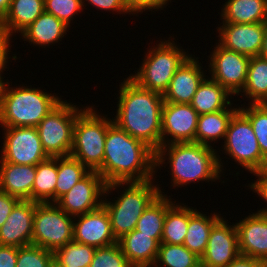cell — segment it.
Wrapping results in <instances>:
<instances>
[{
  "label": "cell",
  "mask_w": 267,
  "mask_h": 267,
  "mask_svg": "<svg viewBox=\"0 0 267 267\" xmlns=\"http://www.w3.org/2000/svg\"><path fill=\"white\" fill-rule=\"evenodd\" d=\"M118 92L113 122L156 152L161 147L163 95L140 87L129 76H125Z\"/></svg>",
  "instance_id": "cell-1"
},
{
  "label": "cell",
  "mask_w": 267,
  "mask_h": 267,
  "mask_svg": "<svg viewBox=\"0 0 267 267\" xmlns=\"http://www.w3.org/2000/svg\"><path fill=\"white\" fill-rule=\"evenodd\" d=\"M97 172L106 185L157 178L155 151L113 122L107 130L103 164Z\"/></svg>",
  "instance_id": "cell-2"
},
{
  "label": "cell",
  "mask_w": 267,
  "mask_h": 267,
  "mask_svg": "<svg viewBox=\"0 0 267 267\" xmlns=\"http://www.w3.org/2000/svg\"><path fill=\"white\" fill-rule=\"evenodd\" d=\"M217 150L195 142L162 145L155 152V173L169 164L170 184L174 190L200 181L221 182L225 163L218 153L220 149Z\"/></svg>",
  "instance_id": "cell-3"
},
{
  "label": "cell",
  "mask_w": 267,
  "mask_h": 267,
  "mask_svg": "<svg viewBox=\"0 0 267 267\" xmlns=\"http://www.w3.org/2000/svg\"><path fill=\"white\" fill-rule=\"evenodd\" d=\"M155 180L159 179L154 178L141 182H115L106 185L102 205L109 214L112 232L117 240L135 229L144 210L159 194L165 195V190L161 189L162 186L160 187L162 184H155ZM113 191L118 192V197L111 201L107 197Z\"/></svg>",
  "instance_id": "cell-4"
},
{
  "label": "cell",
  "mask_w": 267,
  "mask_h": 267,
  "mask_svg": "<svg viewBox=\"0 0 267 267\" xmlns=\"http://www.w3.org/2000/svg\"><path fill=\"white\" fill-rule=\"evenodd\" d=\"M25 85L12 87V82L6 83L0 105V127H36L62 101L58 93Z\"/></svg>",
  "instance_id": "cell-5"
},
{
  "label": "cell",
  "mask_w": 267,
  "mask_h": 267,
  "mask_svg": "<svg viewBox=\"0 0 267 267\" xmlns=\"http://www.w3.org/2000/svg\"><path fill=\"white\" fill-rule=\"evenodd\" d=\"M170 36L164 40H156L158 44L147 47L142 63L129 77L140 87L164 94L176 70L192 54L177 44ZM175 40V41H174ZM151 46V48H150Z\"/></svg>",
  "instance_id": "cell-6"
},
{
  "label": "cell",
  "mask_w": 267,
  "mask_h": 267,
  "mask_svg": "<svg viewBox=\"0 0 267 267\" xmlns=\"http://www.w3.org/2000/svg\"><path fill=\"white\" fill-rule=\"evenodd\" d=\"M92 104L77 116L73 128L70 156L79 160L90 171H98L103 164L105 139L112 118L99 113Z\"/></svg>",
  "instance_id": "cell-7"
},
{
  "label": "cell",
  "mask_w": 267,
  "mask_h": 267,
  "mask_svg": "<svg viewBox=\"0 0 267 267\" xmlns=\"http://www.w3.org/2000/svg\"><path fill=\"white\" fill-rule=\"evenodd\" d=\"M222 143L224 158H231L248 173L266 170L267 159L261 154L249 119L240 110L231 118Z\"/></svg>",
  "instance_id": "cell-8"
},
{
  "label": "cell",
  "mask_w": 267,
  "mask_h": 267,
  "mask_svg": "<svg viewBox=\"0 0 267 267\" xmlns=\"http://www.w3.org/2000/svg\"><path fill=\"white\" fill-rule=\"evenodd\" d=\"M62 100L36 126L42 147L49 157L69 156L73 145V128L77 116L86 108ZM83 108V109H82Z\"/></svg>",
  "instance_id": "cell-9"
},
{
  "label": "cell",
  "mask_w": 267,
  "mask_h": 267,
  "mask_svg": "<svg viewBox=\"0 0 267 267\" xmlns=\"http://www.w3.org/2000/svg\"><path fill=\"white\" fill-rule=\"evenodd\" d=\"M73 219L56 203H37L33 218L32 244L54 252L72 242Z\"/></svg>",
  "instance_id": "cell-10"
},
{
  "label": "cell",
  "mask_w": 267,
  "mask_h": 267,
  "mask_svg": "<svg viewBox=\"0 0 267 267\" xmlns=\"http://www.w3.org/2000/svg\"><path fill=\"white\" fill-rule=\"evenodd\" d=\"M0 162L33 165L49 158L42 147L36 127H2Z\"/></svg>",
  "instance_id": "cell-11"
},
{
  "label": "cell",
  "mask_w": 267,
  "mask_h": 267,
  "mask_svg": "<svg viewBox=\"0 0 267 267\" xmlns=\"http://www.w3.org/2000/svg\"><path fill=\"white\" fill-rule=\"evenodd\" d=\"M207 57L208 76L238 97L245 86L250 57L230 51L217 42Z\"/></svg>",
  "instance_id": "cell-12"
},
{
  "label": "cell",
  "mask_w": 267,
  "mask_h": 267,
  "mask_svg": "<svg viewBox=\"0 0 267 267\" xmlns=\"http://www.w3.org/2000/svg\"><path fill=\"white\" fill-rule=\"evenodd\" d=\"M199 114L190 104L164 102L161 120V146L171 143H196Z\"/></svg>",
  "instance_id": "cell-13"
},
{
  "label": "cell",
  "mask_w": 267,
  "mask_h": 267,
  "mask_svg": "<svg viewBox=\"0 0 267 267\" xmlns=\"http://www.w3.org/2000/svg\"><path fill=\"white\" fill-rule=\"evenodd\" d=\"M106 183L97 171H90L55 203L68 215L76 217L96 210L103 203Z\"/></svg>",
  "instance_id": "cell-14"
},
{
  "label": "cell",
  "mask_w": 267,
  "mask_h": 267,
  "mask_svg": "<svg viewBox=\"0 0 267 267\" xmlns=\"http://www.w3.org/2000/svg\"><path fill=\"white\" fill-rule=\"evenodd\" d=\"M222 24V25H221ZM217 43L227 50L246 55L259 56L263 44V23H220L216 28Z\"/></svg>",
  "instance_id": "cell-15"
},
{
  "label": "cell",
  "mask_w": 267,
  "mask_h": 267,
  "mask_svg": "<svg viewBox=\"0 0 267 267\" xmlns=\"http://www.w3.org/2000/svg\"><path fill=\"white\" fill-rule=\"evenodd\" d=\"M239 255L236 226L222 217L211 229L200 263L205 267H225Z\"/></svg>",
  "instance_id": "cell-16"
},
{
  "label": "cell",
  "mask_w": 267,
  "mask_h": 267,
  "mask_svg": "<svg viewBox=\"0 0 267 267\" xmlns=\"http://www.w3.org/2000/svg\"><path fill=\"white\" fill-rule=\"evenodd\" d=\"M73 241L95 248L118 242L112 232L109 214L103 205L96 210L74 217Z\"/></svg>",
  "instance_id": "cell-17"
},
{
  "label": "cell",
  "mask_w": 267,
  "mask_h": 267,
  "mask_svg": "<svg viewBox=\"0 0 267 267\" xmlns=\"http://www.w3.org/2000/svg\"><path fill=\"white\" fill-rule=\"evenodd\" d=\"M198 59L200 58L191 54L176 70L163 94L164 102L191 103L200 83L207 76V70Z\"/></svg>",
  "instance_id": "cell-18"
},
{
  "label": "cell",
  "mask_w": 267,
  "mask_h": 267,
  "mask_svg": "<svg viewBox=\"0 0 267 267\" xmlns=\"http://www.w3.org/2000/svg\"><path fill=\"white\" fill-rule=\"evenodd\" d=\"M251 213L235 223L239 253L267 265V216Z\"/></svg>",
  "instance_id": "cell-19"
},
{
  "label": "cell",
  "mask_w": 267,
  "mask_h": 267,
  "mask_svg": "<svg viewBox=\"0 0 267 267\" xmlns=\"http://www.w3.org/2000/svg\"><path fill=\"white\" fill-rule=\"evenodd\" d=\"M38 202L20 200L0 228V245L22 247L32 244L33 218Z\"/></svg>",
  "instance_id": "cell-20"
},
{
  "label": "cell",
  "mask_w": 267,
  "mask_h": 267,
  "mask_svg": "<svg viewBox=\"0 0 267 267\" xmlns=\"http://www.w3.org/2000/svg\"><path fill=\"white\" fill-rule=\"evenodd\" d=\"M70 27L63 21L59 20L52 14L43 12L39 17L35 19L28 27H26L18 36L19 39H23L33 45V47L45 48L46 46H55L56 43L62 42V38H65Z\"/></svg>",
  "instance_id": "cell-21"
},
{
  "label": "cell",
  "mask_w": 267,
  "mask_h": 267,
  "mask_svg": "<svg viewBox=\"0 0 267 267\" xmlns=\"http://www.w3.org/2000/svg\"><path fill=\"white\" fill-rule=\"evenodd\" d=\"M36 166L0 162V191L20 200L32 201Z\"/></svg>",
  "instance_id": "cell-22"
},
{
  "label": "cell",
  "mask_w": 267,
  "mask_h": 267,
  "mask_svg": "<svg viewBox=\"0 0 267 267\" xmlns=\"http://www.w3.org/2000/svg\"><path fill=\"white\" fill-rule=\"evenodd\" d=\"M118 244L134 267H152L160 246L152 235L142 234L135 229L119 238Z\"/></svg>",
  "instance_id": "cell-23"
},
{
  "label": "cell",
  "mask_w": 267,
  "mask_h": 267,
  "mask_svg": "<svg viewBox=\"0 0 267 267\" xmlns=\"http://www.w3.org/2000/svg\"><path fill=\"white\" fill-rule=\"evenodd\" d=\"M222 214L211 212L210 216L189 206V225L183 245L201 258L207 248L212 227L223 217Z\"/></svg>",
  "instance_id": "cell-24"
},
{
  "label": "cell",
  "mask_w": 267,
  "mask_h": 267,
  "mask_svg": "<svg viewBox=\"0 0 267 267\" xmlns=\"http://www.w3.org/2000/svg\"><path fill=\"white\" fill-rule=\"evenodd\" d=\"M233 105L234 102L225 110L198 116L196 143L213 147L218 141L224 140L229 122L233 115L239 110V104H237L238 106Z\"/></svg>",
  "instance_id": "cell-25"
},
{
  "label": "cell",
  "mask_w": 267,
  "mask_h": 267,
  "mask_svg": "<svg viewBox=\"0 0 267 267\" xmlns=\"http://www.w3.org/2000/svg\"><path fill=\"white\" fill-rule=\"evenodd\" d=\"M232 98L234 99L232 94L207 75L200 83L190 105L202 115L225 110L233 102Z\"/></svg>",
  "instance_id": "cell-26"
},
{
  "label": "cell",
  "mask_w": 267,
  "mask_h": 267,
  "mask_svg": "<svg viewBox=\"0 0 267 267\" xmlns=\"http://www.w3.org/2000/svg\"><path fill=\"white\" fill-rule=\"evenodd\" d=\"M218 14L222 23L267 22V0H227Z\"/></svg>",
  "instance_id": "cell-27"
},
{
  "label": "cell",
  "mask_w": 267,
  "mask_h": 267,
  "mask_svg": "<svg viewBox=\"0 0 267 267\" xmlns=\"http://www.w3.org/2000/svg\"><path fill=\"white\" fill-rule=\"evenodd\" d=\"M45 11L44 0H11L2 21L10 37H16Z\"/></svg>",
  "instance_id": "cell-28"
},
{
  "label": "cell",
  "mask_w": 267,
  "mask_h": 267,
  "mask_svg": "<svg viewBox=\"0 0 267 267\" xmlns=\"http://www.w3.org/2000/svg\"><path fill=\"white\" fill-rule=\"evenodd\" d=\"M238 95L243 96V100L247 99L249 104L267 103L266 57L259 55L250 58L245 86Z\"/></svg>",
  "instance_id": "cell-29"
},
{
  "label": "cell",
  "mask_w": 267,
  "mask_h": 267,
  "mask_svg": "<svg viewBox=\"0 0 267 267\" xmlns=\"http://www.w3.org/2000/svg\"><path fill=\"white\" fill-rule=\"evenodd\" d=\"M159 194L151 204L144 210L138 219L135 230L145 235H152V238L161 243L164 219L167 210L176 202L171 198L172 195Z\"/></svg>",
  "instance_id": "cell-30"
},
{
  "label": "cell",
  "mask_w": 267,
  "mask_h": 267,
  "mask_svg": "<svg viewBox=\"0 0 267 267\" xmlns=\"http://www.w3.org/2000/svg\"><path fill=\"white\" fill-rule=\"evenodd\" d=\"M57 177V157H49L36 165V177L32 188V201L38 203H55Z\"/></svg>",
  "instance_id": "cell-31"
},
{
  "label": "cell",
  "mask_w": 267,
  "mask_h": 267,
  "mask_svg": "<svg viewBox=\"0 0 267 267\" xmlns=\"http://www.w3.org/2000/svg\"><path fill=\"white\" fill-rule=\"evenodd\" d=\"M189 225V207L186 203L175 202L164 219L161 243L183 245Z\"/></svg>",
  "instance_id": "cell-32"
},
{
  "label": "cell",
  "mask_w": 267,
  "mask_h": 267,
  "mask_svg": "<svg viewBox=\"0 0 267 267\" xmlns=\"http://www.w3.org/2000/svg\"><path fill=\"white\" fill-rule=\"evenodd\" d=\"M57 182L55 202L69 192L90 170L72 156L57 157Z\"/></svg>",
  "instance_id": "cell-33"
},
{
  "label": "cell",
  "mask_w": 267,
  "mask_h": 267,
  "mask_svg": "<svg viewBox=\"0 0 267 267\" xmlns=\"http://www.w3.org/2000/svg\"><path fill=\"white\" fill-rule=\"evenodd\" d=\"M199 264L200 258L184 245L160 243L152 267H196Z\"/></svg>",
  "instance_id": "cell-34"
},
{
  "label": "cell",
  "mask_w": 267,
  "mask_h": 267,
  "mask_svg": "<svg viewBox=\"0 0 267 267\" xmlns=\"http://www.w3.org/2000/svg\"><path fill=\"white\" fill-rule=\"evenodd\" d=\"M96 248L90 245L69 242L53 252L61 267H89Z\"/></svg>",
  "instance_id": "cell-35"
},
{
  "label": "cell",
  "mask_w": 267,
  "mask_h": 267,
  "mask_svg": "<svg viewBox=\"0 0 267 267\" xmlns=\"http://www.w3.org/2000/svg\"><path fill=\"white\" fill-rule=\"evenodd\" d=\"M239 110L249 119L261 154L267 159V103H248L247 106L241 104L239 105Z\"/></svg>",
  "instance_id": "cell-36"
},
{
  "label": "cell",
  "mask_w": 267,
  "mask_h": 267,
  "mask_svg": "<svg viewBox=\"0 0 267 267\" xmlns=\"http://www.w3.org/2000/svg\"><path fill=\"white\" fill-rule=\"evenodd\" d=\"M89 267H134L124 256L118 242L96 248Z\"/></svg>",
  "instance_id": "cell-37"
},
{
  "label": "cell",
  "mask_w": 267,
  "mask_h": 267,
  "mask_svg": "<svg viewBox=\"0 0 267 267\" xmlns=\"http://www.w3.org/2000/svg\"><path fill=\"white\" fill-rule=\"evenodd\" d=\"M53 259L52 251L30 244L18 247L16 267H48Z\"/></svg>",
  "instance_id": "cell-38"
},
{
  "label": "cell",
  "mask_w": 267,
  "mask_h": 267,
  "mask_svg": "<svg viewBox=\"0 0 267 267\" xmlns=\"http://www.w3.org/2000/svg\"><path fill=\"white\" fill-rule=\"evenodd\" d=\"M44 7L45 12L54 15L69 27L74 17L85 9L82 0H44Z\"/></svg>",
  "instance_id": "cell-39"
},
{
  "label": "cell",
  "mask_w": 267,
  "mask_h": 267,
  "mask_svg": "<svg viewBox=\"0 0 267 267\" xmlns=\"http://www.w3.org/2000/svg\"><path fill=\"white\" fill-rule=\"evenodd\" d=\"M172 0H124L129 11L135 16L143 14V12H150L164 10V7L168 6L169 2L171 4Z\"/></svg>",
  "instance_id": "cell-40"
},
{
  "label": "cell",
  "mask_w": 267,
  "mask_h": 267,
  "mask_svg": "<svg viewBox=\"0 0 267 267\" xmlns=\"http://www.w3.org/2000/svg\"><path fill=\"white\" fill-rule=\"evenodd\" d=\"M87 2V3H85ZM83 7H90L93 6L94 8L96 7L97 11L102 10V12H112L113 14H129L131 15L132 13L129 11L127 8L124 0H82ZM99 9V10H98ZM104 10V11H103ZM115 12V13H114Z\"/></svg>",
  "instance_id": "cell-41"
},
{
  "label": "cell",
  "mask_w": 267,
  "mask_h": 267,
  "mask_svg": "<svg viewBox=\"0 0 267 267\" xmlns=\"http://www.w3.org/2000/svg\"><path fill=\"white\" fill-rule=\"evenodd\" d=\"M257 180L250 182L246 187L248 190L251 189L252 192L257 193L259 199L264 200L266 203L265 208H260L256 213L267 216V170L252 173ZM261 197V198H260Z\"/></svg>",
  "instance_id": "cell-42"
},
{
  "label": "cell",
  "mask_w": 267,
  "mask_h": 267,
  "mask_svg": "<svg viewBox=\"0 0 267 267\" xmlns=\"http://www.w3.org/2000/svg\"><path fill=\"white\" fill-rule=\"evenodd\" d=\"M19 201V198L0 191V228Z\"/></svg>",
  "instance_id": "cell-43"
},
{
  "label": "cell",
  "mask_w": 267,
  "mask_h": 267,
  "mask_svg": "<svg viewBox=\"0 0 267 267\" xmlns=\"http://www.w3.org/2000/svg\"><path fill=\"white\" fill-rule=\"evenodd\" d=\"M18 247L0 245V267H16Z\"/></svg>",
  "instance_id": "cell-44"
},
{
  "label": "cell",
  "mask_w": 267,
  "mask_h": 267,
  "mask_svg": "<svg viewBox=\"0 0 267 267\" xmlns=\"http://www.w3.org/2000/svg\"><path fill=\"white\" fill-rule=\"evenodd\" d=\"M225 267H267V265L259 259L239 255Z\"/></svg>",
  "instance_id": "cell-45"
},
{
  "label": "cell",
  "mask_w": 267,
  "mask_h": 267,
  "mask_svg": "<svg viewBox=\"0 0 267 267\" xmlns=\"http://www.w3.org/2000/svg\"><path fill=\"white\" fill-rule=\"evenodd\" d=\"M12 37H10L7 33L5 27L0 23V51H11L12 45L11 43L14 41Z\"/></svg>",
  "instance_id": "cell-46"
},
{
  "label": "cell",
  "mask_w": 267,
  "mask_h": 267,
  "mask_svg": "<svg viewBox=\"0 0 267 267\" xmlns=\"http://www.w3.org/2000/svg\"><path fill=\"white\" fill-rule=\"evenodd\" d=\"M10 54H12L14 56H12V58H11ZM10 58H11V60H14V62H16V60L18 59L17 55L13 54L12 51H0V76H2L4 74L3 72L6 71V69H9L8 66L10 65L9 63L11 61Z\"/></svg>",
  "instance_id": "cell-47"
},
{
  "label": "cell",
  "mask_w": 267,
  "mask_h": 267,
  "mask_svg": "<svg viewBox=\"0 0 267 267\" xmlns=\"http://www.w3.org/2000/svg\"><path fill=\"white\" fill-rule=\"evenodd\" d=\"M10 3H11V0H0V23H2L9 9Z\"/></svg>",
  "instance_id": "cell-48"
},
{
  "label": "cell",
  "mask_w": 267,
  "mask_h": 267,
  "mask_svg": "<svg viewBox=\"0 0 267 267\" xmlns=\"http://www.w3.org/2000/svg\"><path fill=\"white\" fill-rule=\"evenodd\" d=\"M260 56L267 58V22H265V31H264L263 44L260 51Z\"/></svg>",
  "instance_id": "cell-49"
},
{
  "label": "cell",
  "mask_w": 267,
  "mask_h": 267,
  "mask_svg": "<svg viewBox=\"0 0 267 267\" xmlns=\"http://www.w3.org/2000/svg\"><path fill=\"white\" fill-rule=\"evenodd\" d=\"M5 76H0V105L2 102V97H3V93H4V89L6 86V83L9 81V79H4Z\"/></svg>",
  "instance_id": "cell-50"
},
{
  "label": "cell",
  "mask_w": 267,
  "mask_h": 267,
  "mask_svg": "<svg viewBox=\"0 0 267 267\" xmlns=\"http://www.w3.org/2000/svg\"><path fill=\"white\" fill-rule=\"evenodd\" d=\"M48 267H61V265L55 259H53Z\"/></svg>",
  "instance_id": "cell-51"
},
{
  "label": "cell",
  "mask_w": 267,
  "mask_h": 267,
  "mask_svg": "<svg viewBox=\"0 0 267 267\" xmlns=\"http://www.w3.org/2000/svg\"><path fill=\"white\" fill-rule=\"evenodd\" d=\"M196 267H205V266H203L201 263L198 265V266H196Z\"/></svg>",
  "instance_id": "cell-52"
}]
</instances>
